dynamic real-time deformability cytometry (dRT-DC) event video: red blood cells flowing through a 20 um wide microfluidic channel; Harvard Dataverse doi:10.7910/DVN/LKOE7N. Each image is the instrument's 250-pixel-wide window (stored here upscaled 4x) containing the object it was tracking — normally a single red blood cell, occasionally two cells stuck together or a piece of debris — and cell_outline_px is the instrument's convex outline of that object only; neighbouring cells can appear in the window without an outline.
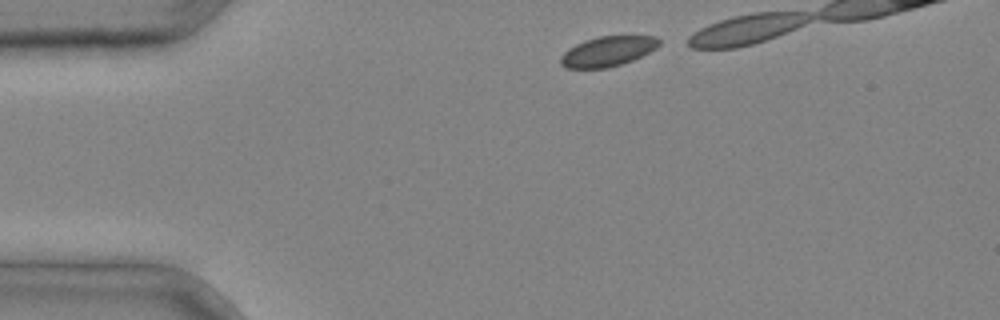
{"species": "common noctule bat (a hibernating species)", "species_latin": "Nyctalus noctula", "temperature_condition": "cold", "stored_images_in_passage": 4, "camera_frame_rate_fps": 3000, "um_per_image_px": 0.085, "animal": {"sex": "male", "body_mass_g": 20.4}, "frame": {"image": 1, "passage_image": 1, "time_ms": 0.0, "image_size_px": [1000, 320], "cell_outline_px": [[660, 44], [656, 48], [632, 60], [608, 68], [564, 68], [560, 64], [560, 56], [568, 48], [584, 40], [600, 36], [656, 36], [660, 40]], "centroid_in_image_um": [51.62, 4.36], "position_along_channel_um": 33.4, "area_um2": 17.17}}